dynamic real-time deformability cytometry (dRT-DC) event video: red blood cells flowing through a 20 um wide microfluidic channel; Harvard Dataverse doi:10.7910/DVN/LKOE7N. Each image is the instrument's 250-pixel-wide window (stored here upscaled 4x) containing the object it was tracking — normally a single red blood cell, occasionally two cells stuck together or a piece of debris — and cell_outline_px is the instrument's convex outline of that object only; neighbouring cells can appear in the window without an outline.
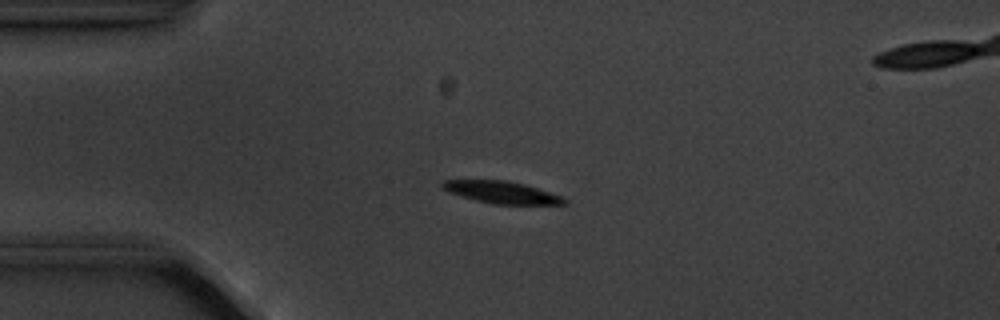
{"species": "common noctule bat (a hibernating species)", "species_latin": "Nyctalus noctula", "temperature_condition": "cold", "stored_images_in_passage": 7, "camera_frame_rate_fps": 3000, "um_per_image_px": 0.085, "animal": {"sex": "male", "body_mass_g": 20.1, "forearm_length_mm": 53.5}, "frame": {"image": 1, "passage_image": 4, "time_ms": 3.333, "image_size_px": [1000, 320], "cell_outline_px": [[568, 204], [492, 204], [476, 200], [448, 192], [440, 184], [444, 180], [508, 180], [524, 184], [560, 196], [568, 200]], "centroid_in_image_um": [42.63, 16.34], "position_along_channel_um": 42.4, "area_um2": 15.49}}